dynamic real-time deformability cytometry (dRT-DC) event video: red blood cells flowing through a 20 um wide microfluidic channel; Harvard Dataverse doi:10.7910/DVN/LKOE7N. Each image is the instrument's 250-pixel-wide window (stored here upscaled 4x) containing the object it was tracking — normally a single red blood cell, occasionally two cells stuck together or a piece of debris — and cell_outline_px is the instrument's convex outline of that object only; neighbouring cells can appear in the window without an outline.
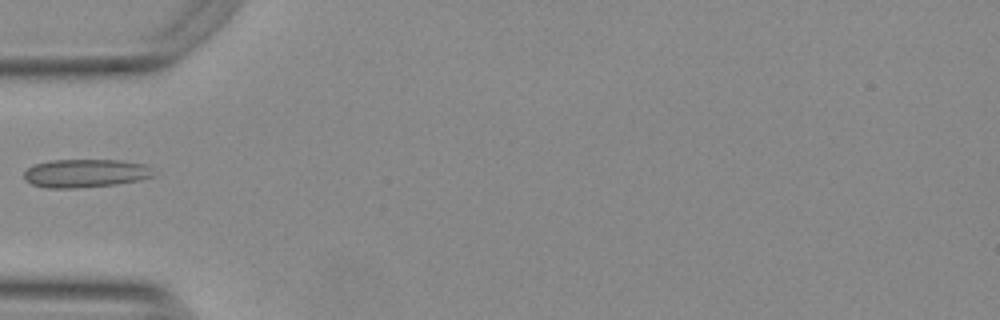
{"species": "Egyptian fruit bat (a non-hibernating species)", "species_latin": "Rousettus aegyptiacus", "temperature_condition": "warm", "stored_images_in_passage": 6, "camera_frame_rate_fps": 3000, "um_per_image_px": 0.085, "animal": {"sex": "female"}, "frame": {"image": 1, "passage_image": 1, "time_ms": 0.0, "image_size_px": [1000, 320], "cell_outline_px": [[152, 176], [140, 180], [116, 184], [72, 188], [44, 188], [32, 184], [24, 180], [24, 172], [32, 164], [52, 160], [120, 160], [148, 164], [152, 168]], "centroid_in_image_um": [7.24, 14.72], "position_along_channel_um": 77.8, "area_um2": 21.5}}